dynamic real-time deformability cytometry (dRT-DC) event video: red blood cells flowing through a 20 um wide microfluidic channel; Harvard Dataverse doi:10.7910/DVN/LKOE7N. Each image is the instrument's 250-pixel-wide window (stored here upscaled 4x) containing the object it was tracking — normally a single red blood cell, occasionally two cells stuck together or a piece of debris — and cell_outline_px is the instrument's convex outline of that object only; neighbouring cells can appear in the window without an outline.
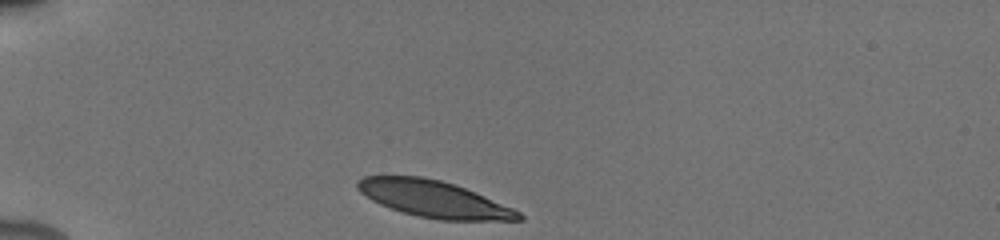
{"species": "human", "species_latin": "Homo sapiens", "temperature_condition": "cold", "stored_images_in_passage": 32, "camera_frame_rate_fps": 3000, "um_per_image_px": 0.085, "donor": {"sex": "male"}, "frame": {"image": 1, "passage_image": 1, "time_ms": 0.0, "image_size_px": [1000, 240], "cell_outline_px": [[524, 220], [440, 220], [420, 216], [404, 212], [380, 204], [372, 200], [360, 192], [356, 188], [356, 184], [364, 176], [420, 176], [440, 180], [456, 184], [476, 192], [512, 208], [520, 212], [524, 216]], "centroid_in_image_um": [36.9, 16.91], "position_along_channel_um": 48.1, "area_um2": 34.1}}
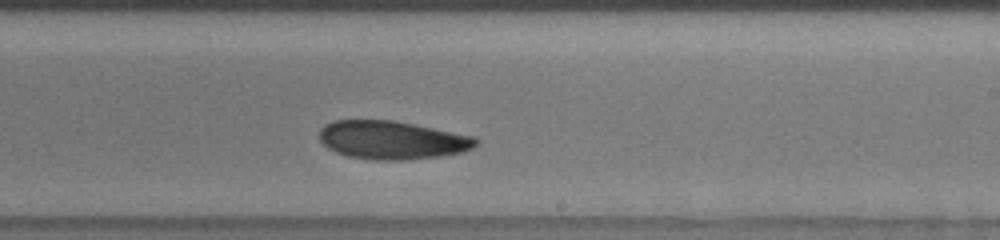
{"frame": {"image": 2, "passage_image": 21, "time_ms": 6.333, "image_size_px": [1000, 240], "cell_outline_px": [[480, 140], [472, 148], [460, 152], [440, 156], [404, 160], [376, 160], [348, 156], [336, 152], [328, 148], [320, 140], [320, 128], [324, 124], [332, 120], [392, 120], [476, 136]], "centroid_in_image_um": [33.32, 11.89], "position_along_channel_um": 255.7, "area_um2": 34.97}}
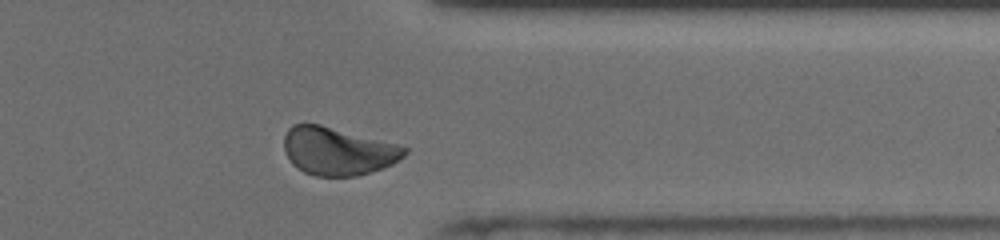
{"frame": {"image": 3, "passage_image": 30, "time_ms": 9.667, "image_size_px": [1000, 240], "cell_outline_px": [[408, 152], [404, 156], [392, 164], [356, 176], [316, 176], [304, 172], [296, 168], [292, 164], [284, 152], [284, 136], [288, 128], [292, 124], [304, 120], [320, 124], [396, 144], [408, 148]], "centroid_in_image_um": [28.64, 12.81], "position_along_channel_um": 382.8, "area_um2": 33.87}, "authors_computed_cell_mechanics": {"area_um2": 35.547, "velocity_mm_per_s": 3.8581, "shape_relaxation_time_tau1_ms": 3.2643, "shape_relaxation_time_tau2_ms": 6.5051, "deformation_change_tau1": 0.1106, "deformation_change_tau2": 0.1052}}